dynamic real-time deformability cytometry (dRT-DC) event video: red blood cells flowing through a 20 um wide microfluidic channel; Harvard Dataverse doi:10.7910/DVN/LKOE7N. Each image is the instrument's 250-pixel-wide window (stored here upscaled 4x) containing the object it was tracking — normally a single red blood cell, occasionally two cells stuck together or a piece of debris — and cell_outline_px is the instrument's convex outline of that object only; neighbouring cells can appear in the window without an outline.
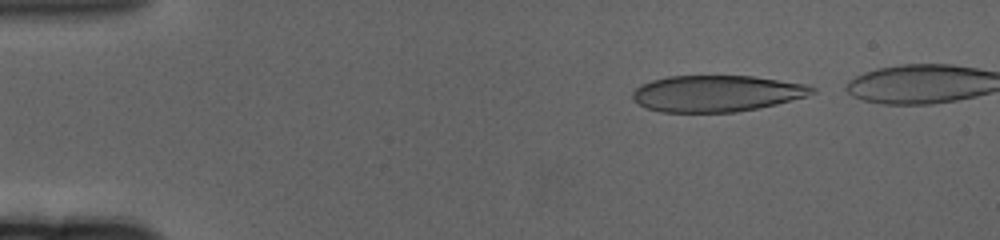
{"species": "human", "species_latin": "Homo sapiens", "temperature_condition": "cold", "stored_images_in_passage": 51, "camera_frame_rate_fps": 3000, "um_per_image_px": 0.085, "donor": {"sex": "female"}, "frame": {"image": 1, "passage_image": 3, "time_ms": 0.667, "image_size_px": [1000, 240], "cell_outline_px": [[816, 92], [808, 96], [776, 104], [736, 112], [660, 112], [644, 108], [632, 100], [632, 92], [640, 84], [652, 80], [668, 76], [752, 76], [804, 84], [816, 88]], "centroid_in_image_um": [60.86, 7.95], "position_along_channel_um": 24.1, "area_um2": 38.15}}
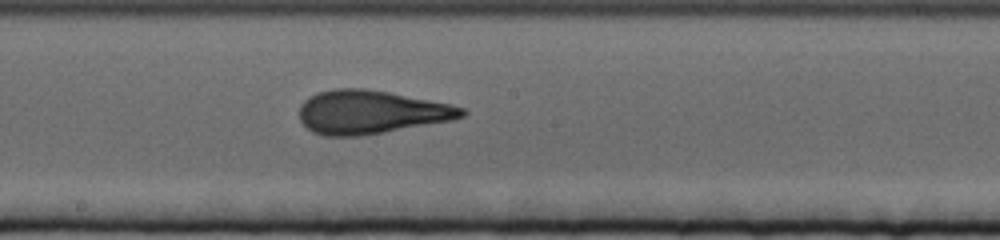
{"frame": {"image": 2, "passage_image": 28, "time_ms": 9.0, "image_size_px": [1000, 240], "cell_outline_px": [[468, 112], [464, 116], [452, 120], [384, 132], [360, 136], [324, 136], [312, 132], [300, 120], [300, 104], [308, 96], [332, 88], [364, 88], [388, 92], [452, 104], [464, 108]], "centroid_in_image_um": [31.52, 9.52], "position_along_channel_um": 216.7, "area_um2": 41.21}}
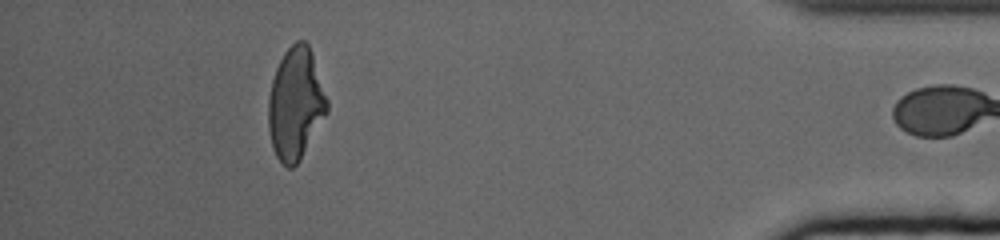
{"frame": {"image": 3, "passage_image": 50, "time_ms": 16.333, "image_size_px": [1000, 240], "cell_outline_px": [[328, 112], [300, 160], [292, 168], [288, 168], [276, 156], [272, 148], [268, 128], [268, 100], [272, 80], [276, 68], [284, 52], [296, 40], [304, 40], [308, 44], [312, 52], [328, 100]], "centroid_in_image_um": [25.13, 8.81], "position_along_channel_um": 410.1, "area_um2": 38.38}}